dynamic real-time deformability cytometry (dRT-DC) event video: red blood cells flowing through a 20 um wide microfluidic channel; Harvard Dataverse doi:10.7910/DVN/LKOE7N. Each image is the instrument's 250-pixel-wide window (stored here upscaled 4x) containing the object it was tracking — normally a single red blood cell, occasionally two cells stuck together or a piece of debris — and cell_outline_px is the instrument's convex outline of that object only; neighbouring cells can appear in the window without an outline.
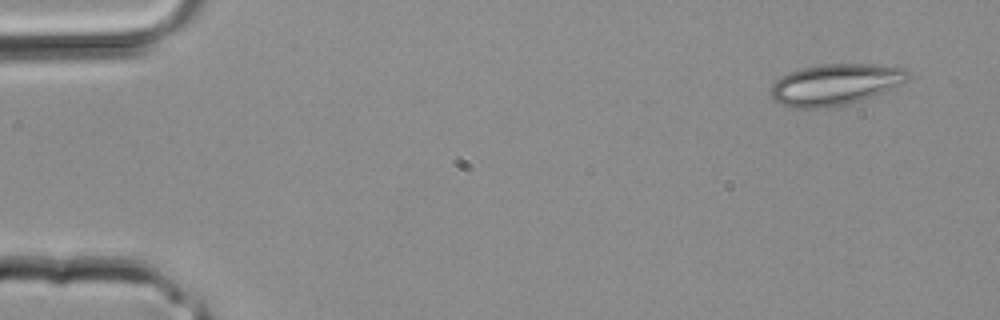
{"species": "common noctule bat (a hibernating species)", "species_latin": "Nyctalus noctula", "temperature_condition": "room temperature", "stored_images_in_passage": 3, "camera_frame_rate_fps": 3000, "um_per_image_px": 0.085, "animal": {"sex": "male", "body_mass_g": 20.4}, "frame": {"image": 1, "passage_image": 1, "time_ms": 0.0, "image_size_px": [1000, 320], "cell_outline_px": [[908, 76], [900, 84], [872, 96], [848, 104], [828, 108], [792, 108], [776, 100], [772, 96], [772, 84], [780, 76], [788, 72], [800, 68], [820, 64], [872, 64], [904, 68], [908, 72]], "centroid_in_image_um": [70.95, 7.17], "position_along_channel_um": 14.0, "area_um2": 32.6}}
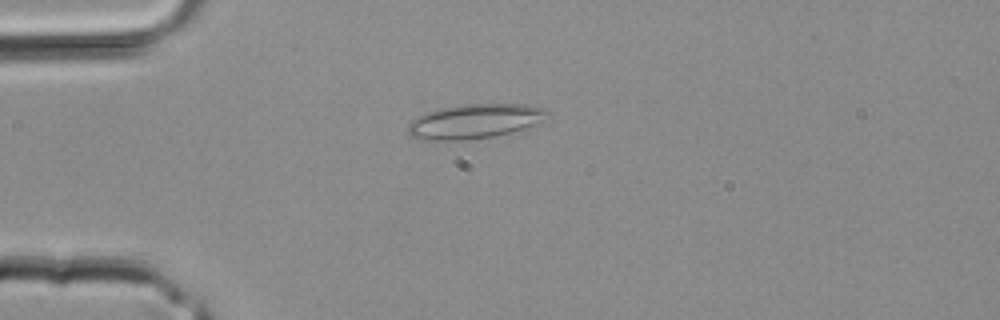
{"frame": {"image": 2, "passage_image": 3, "time_ms": 0.667, "image_size_px": [1000, 320], "cell_outline_px": [[552, 112], [532, 124], [524, 128], [512, 132], [492, 136], [464, 140], [420, 140], [412, 136], [408, 132], [408, 124], [416, 116], [440, 108], [464, 104], [524, 104], [544, 108]], "centroid_in_image_um": [40.3, 10.3], "position_along_channel_um": 44.7, "area_um2": 27.74}}